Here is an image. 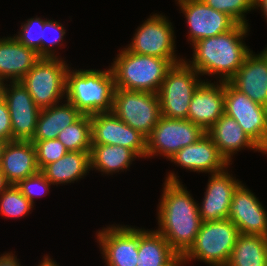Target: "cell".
<instances>
[{
	"label": "cell",
	"instance_id": "83f0119b",
	"mask_svg": "<svg viewBox=\"0 0 267 266\" xmlns=\"http://www.w3.org/2000/svg\"><path fill=\"white\" fill-rule=\"evenodd\" d=\"M226 266H267V237L239 234Z\"/></svg>",
	"mask_w": 267,
	"mask_h": 266
},
{
	"label": "cell",
	"instance_id": "d6986e66",
	"mask_svg": "<svg viewBox=\"0 0 267 266\" xmlns=\"http://www.w3.org/2000/svg\"><path fill=\"white\" fill-rule=\"evenodd\" d=\"M169 160L181 168L209 174L221 172L230 165L207 133L197 142L180 149Z\"/></svg>",
	"mask_w": 267,
	"mask_h": 266
},
{
	"label": "cell",
	"instance_id": "5bb4252c",
	"mask_svg": "<svg viewBox=\"0 0 267 266\" xmlns=\"http://www.w3.org/2000/svg\"><path fill=\"white\" fill-rule=\"evenodd\" d=\"M4 100L11 119L12 141H31L41 109L20 81L6 83Z\"/></svg>",
	"mask_w": 267,
	"mask_h": 266
},
{
	"label": "cell",
	"instance_id": "74e56055",
	"mask_svg": "<svg viewBox=\"0 0 267 266\" xmlns=\"http://www.w3.org/2000/svg\"><path fill=\"white\" fill-rule=\"evenodd\" d=\"M254 7L255 9L260 7L261 12L264 13V17L266 18L267 21V0H254Z\"/></svg>",
	"mask_w": 267,
	"mask_h": 266
},
{
	"label": "cell",
	"instance_id": "9c48e42d",
	"mask_svg": "<svg viewBox=\"0 0 267 266\" xmlns=\"http://www.w3.org/2000/svg\"><path fill=\"white\" fill-rule=\"evenodd\" d=\"M206 132L188 119L161 116L146 138V157L158 154L168 160L180 149L197 142Z\"/></svg>",
	"mask_w": 267,
	"mask_h": 266
},
{
	"label": "cell",
	"instance_id": "6da1fadb",
	"mask_svg": "<svg viewBox=\"0 0 267 266\" xmlns=\"http://www.w3.org/2000/svg\"><path fill=\"white\" fill-rule=\"evenodd\" d=\"M174 172L168 173L158 205V229L182 257L193 245L201 226L198 203Z\"/></svg>",
	"mask_w": 267,
	"mask_h": 266
},
{
	"label": "cell",
	"instance_id": "f35d334b",
	"mask_svg": "<svg viewBox=\"0 0 267 266\" xmlns=\"http://www.w3.org/2000/svg\"><path fill=\"white\" fill-rule=\"evenodd\" d=\"M11 184L7 181L5 174L0 169V194Z\"/></svg>",
	"mask_w": 267,
	"mask_h": 266
},
{
	"label": "cell",
	"instance_id": "8992f818",
	"mask_svg": "<svg viewBox=\"0 0 267 266\" xmlns=\"http://www.w3.org/2000/svg\"><path fill=\"white\" fill-rule=\"evenodd\" d=\"M68 69L62 58L41 57L20 82L40 109L48 108L66 98Z\"/></svg>",
	"mask_w": 267,
	"mask_h": 266
},
{
	"label": "cell",
	"instance_id": "7bdbcfd3",
	"mask_svg": "<svg viewBox=\"0 0 267 266\" xmlns=\"http://www.w3.org/2000/svg\"><path fill=\"white\" fill-rule=\"evenodd\" d=\"M185 263L182 261L181 257L172 266H183Z\"/></svg>",
	"mask_w": 267,
	"mask_h": 266
},
{
	"label": "cell",
	"instance_id": "f1b7e54d",
	"mask_svg": "<svg viewBox=\"0 0 267 266\" xmlns=\"http://www.w3.org/2000/svg\"><path fill=\"white\" fill-rule=\"evenodd\" d=\"M57 139L68 151H91L90 115H82L72 125L61 130Z\"/></svg>",
	"mask_w": 267,
	"mask_h": 266
},
{
	"label": "cell",
	"instance_id": "8d00e7d4",
	"mask_svg": "<svg viewBox=\"0 0 267 266\" xmlns=\"http://www.w3.org/2000/svg\"><path fill=\"white\" fill-rule=\"evenodd\" d=\"M0 266H21L18 259L12 252L0 255Z\"/></svg>",
	"mask_w": 267,
	"mask_h": 266
},
{
	"label": "cell",
	"instance_id": "277c9868",
	"mask_svg": "<svg viewBox=\"0 0 267 266\" xmlns=\"http://www.w3.org/2000/svg\"><path fill=\"white\" fill-rule=\"evenodd\" d=\"M111 68L115 88L158 94L173 63L166 58L135 54L127 48L115 57Z\"/></svg>",
	"mask_w": 267,
	"mask_h": 266
},
{
	"label": "cell",
	"instance_id": "ab89813d",
	"mask_svg": "<svg viewBox=\"0 0 267 266\" xmlns=\"http://www.w3.org/2000/svg\"><path fill=\"white\" fill-rule=\"evenodd\" d=\"M37 266H59L56 262L49 258L48 255L44 256V259Z\"/></svg>",
	"mask_w": 267,
	"mask_h": 266
},
{
	"label": "cell",
	"instance_id": "ee69618b",
	"mask_svg": "<svg viewBox=\"0 0 267 266\" xmlns=\"http://www.w3.org/2000/svg\"><path fill=\"white\" fill-rule=\"evenodd\" d=\"M264 51V53L266 54V56H267V47L265 48V49H263Z\"/></svg>",
	"mask_w": 267,
	"mask_h": 266
},
{
	"label": "cell",
	"instance_id": "9a60e30c",
	"mask_svg": "<svg viewBox=\"0 0 267 266\" xmlns=\"http://www.w3.org/2000/svg\"><path fill=\"white\" fill-rule=\"evenodd\" d=\"M101 254L107 266H136L139 229L112 225L97 232Z\"/></svg>",
	"mask_w": 267,
	"mask_h": 266
},
{
	"label": "cell",
	"instance_id": "3957f363",
	"mask_svg": "<svg viewBox=\"0 0 267 266\" xmlns=\"http://www.w3.org/2000/svg\"><path fill=\"white\" fill-rule=\"evenodd\" d=\"M115 82L107 70H71L66 74V99L83 115L111 112Z\"/></svg>",
	"mask_w": 267,
	"mask_h": 266
},
{
	"label": "cell",
	"instance_id": "4fadbf2b",
	"mask_svg": "<svg viewBox=\"0 0 267 266\" xmlns=\"http://www.w3.org/2000/svg\"><path fill=\"white\" fill-rule=\"evenodd\" d=\"M184 13L188 30V38L192 44L195 42L217 36L232 30L238 23L229 15L214 10L202 0H176Z\"/></svg>",
	"mask_w": 267,
	"mask_h": 266
},
{
	"label": "cell",
	"instance_id": "e575fe53",
	"mask_svg": "<svg viewBox=\"0 0 267 266\" xmlns=\"http://www.w3.org/2000/svg\"><path fill=\"white\" fill-rule=\"evenodd\" d=\"M51 182L45 175L39 171L36 174L29 176L19 181L16 186L21 193L34 204V198L45 195L50 190Z\"/></svg>",
	"mask_w": 267,
	"mask_h": 266
},
{
	"label": "cell",
	"instance_id": "603a6c76",
	"mask_svg": "<svg viewBox=\"0 0 267 266\" xmlns=\"http://www.w3.org/2000/svg\"><path fill=\"white\" fill-rule=\"evenodd\" d=\"M229 164L232 156L243 148L264 153L243 131L237 121L225 113L206 132Z\"/></svg>",
	"mask_w": 267,
	"mask_h": 266
},
{
	"label": "cell",
	"instance_id": "60d3db41",
	"mask_svg": "<svg viewBox=\"0 0 267 266\" xmlns=\"http://www.w3.org/2000/svg\"><path fill=\"white\" fill-rule=\"evenodd\" d=\"M4 82L5 81L0 77V100L4 98V91H5V86H6Z\"/></svg>",
	"mask_w": 267,
	"mask_h": 266
},
{
	"label": "cell",
	"instance_id": "b9f144b4",
	"mask_svg": "<svg viewBox=\"0 0 267 266\" xmlns=\"http://www.w3.org/2000/svg\"><path fill=\"white\" fill-rule=\"evenodd\" d=\"M7 141H4V140H1L0 139V161H1V158H2V153H3V149L6 145Z\"/></svg>",
	"mask_w": 267,
	"mask_h": 266
},
{
	"label": "cell",
	"instance_id": "8fae6325",
	"mask_svg": "<svg viewBox=\"0 0 267 266\" xmlns=\"http://www.w3.org/2000/svg\"><path fill=\"white\" fill-rule=\"evenodd\" d=\"M174 28L162 14H153L138 27L127 49L135 54L169 59L177 64L184 59L175 55Z\"/></svg>",
	"mask_w": 267,
	"mask_h": 266
},
{
	"label": "cell",
	"instance_id": "ffe728a7",
	"mask_svg": "<svg viewBox=\"0 0 267 266\" xmlns=\"http://www.w3.org/2000/svg\"><path fill=\"white\" fill-rule=\"evenodd\" d=\"M251 100L267 107V56L251 51L237 73L228 81Z\"/></svg>",
	"mask_w": 267,
	"mask_h": 266
},
{
	"label": "cell",
	"instance_id": "44dd1931",
	"mask_svg": "<svg viewBox=\"0 0 267 266\" xmlns=\"http://www.w3.org/2000/svg\"><path fill=\"white\" fill-rule=\"evenodd\" d=\"M0 169L11 185L40 171L37 164L36 149L31 141H9L6 143Z\"/></svg>",
	"mask_w": 267,
	"mask_h": 266
},
{
	"label": "cell",
	"instance_id": "1f68e13d",
	"mask_svg": "<svg viewBox=\"0 0 267 266\" xmlns=\"http://www.w3.org/2000/svg\"><path fill=\"white\" fill-rule=\"evenodd\" d=\"M64 28L65 27H63V25L57 21L47 19L44 21L41 37V57H58L52 47L55 45L62 46V43L60 44V42L63 41L66 33V30ZM49 34H52V36H50Z\"/></svg>",
	"mask_w": 267,
	"mask_h": 266
},
{
	"label": "cell",
	"instance_id": "ac0fdd59",
	"mask_svg": "<svg viewBox=\"0 0 267 266\" xmlns=\"http://www.w3.org/2000/svg\"><path fill=\"white\" fill-rule=\"evenodd\" d=\"M203 82L192 95L187 119L207 132L224 114V82Z\"/></svg>",
	"mask_w": 267,
	"mask_h": 266
},
{
	"label": "cell",
	"instance_id": "d6a6232c",
	"mask_svg": "<svg viewBox=\"0 0 267 266\" xmlns=\"http://www.w3.org/2000/svg\"><path fill=\"white\" fill-rule=\"evenodd\" d=\"M44 19L30 18L26 23H22L21 31L14 37L23 45L32 48L41 57V37L44 27Z\"/></svg>",
	"mask_w": 267,
	"mask_h": 266
},
{
	"label": "cell",
	"instance_id": "7a4b0ae2",
	"mask_svg": "<svg viewBox=\"0 0 267 266\" xmlns=\"http://www.w3.org/2000/svg\"><path fill=\"white\" fill-rule=\"evenodd\" d=\"M249 28L237 24L232 30L201 39L193 46L192 61L184 60L201 75H218L220 82H228L242 66L251 49L243 43Z\"/></svg>",
	"mask_w": 267,
	"mask_h": 266
},
{
	"label": "cell",
	"instance_id": "d590c367",
	"mask_svg": "<svg viewBox=\"0 0 267 266\" xmlns=\"http://www.w3.org/2000/svg\"><path fill=\"white\" fill-rule=\"evenodd\" d=\"M0 139L12 141V126L8 107L4 98L0 100Z\"/></svg>",
	"mask_w": 267,
	"mask_h": 266
},
{
	"label": "cell",
	"instance_id": "484cf974",
	"mask_svg": "<svg viewBox=\"0 0 267 266\" xmlns=\"http://www.w3.org/2000/svg\"><path fill=\"white\" fill-rule=\"evenodd\" d=\"M90 151H68L57 161L46 165L41 172L52 185L78 181L90 171Z\"/></svg>",
	"mask_w": 267,
	"mask_h": 266
},
{
	"label": "cell",
	"instance_id": "cb8c5ba5",
	"mask_svg": "<svg viewBox=\"0 0 267 266\" xmlns=\"http://www.w3.org/2000/svg\"><path fill=\"white\" fill-rule=\"evenodd\" d=\"M83 114L70 102L41 109L31 142L57 139L61 130L76 122Z\"/></svg>",
	"mask_w": 267,
	"mask_h": 266
},
{
	"label": "cell",
	"instance_id": "ba28073f",
	"mask_svg": "<svg viewBox=\"0 0 267 266\" xmlns=\"http://www.w3.org/2000/svg\"><path fill=\"white\" fill-rule=\"evenodd\" d=\"M111 112L146 138L161 115L158 94L115 88Z\"/></svg>",
	"mask_w": 267,
	"mask_h": 266
},
{
	"label": "cell",
	"instance_id": "7402d4cb",
	"mask_svg": "<svg viewBox=\"0 0 267 266\" xmlns=\"http://www.w3.org/2000/svg\"><path fill=\"white\" fill-rule=\"evenodd\" d=\"M40 58L35 50L26 47L14 36L0 38V77L3 80L21 81Z\"/></svg>",
	"mask_w": 267,
	"mask_h": 266
},
{
	"label": "cell",
	"instance_id": "52a82bcc",
	"mask_svg": "<svg viewBox=\"0 0 267 266\" xmlns=\"http://www.w3.org/2000/svg\"><path fill=\"white\" fill-rule=\"evenodd\" d=\"M199 75L184 60L173 64L158 92L163 117L187 119L192 95L203 82Z\"/></svg>",
	"mask_w": 267,
	"mask_h": 266
},
{
	"label": "cell",
	"instance_id": "d4e9b609",
	"mask_svg": "<svg viewBox=\"0 0 267 266\" xmlns=\"http://www.w3.org/2000/svg\"><path fill=\"white\" fill-rule=\"evenodd\" d=\"M180 256L157 230L139 229L136 266H172Z\"/></svg>",
	"mask_w": 267,
	"mask_h": 266
},
{
	"label": "cell",
	"instance_id": "30bf717a",
	"mask_svg": "<svg viewBox=\"0 0 267 266\" xmlns=\"http://www.w3.org/2000/svg\"><path fill=\"white\" fill-rule=\"evenodd\" d=\"M224 97V113L235 119L265 154L267 151V107L254 102L229 82H224Z\"/></svg>",
	"mask_w": 267,
	"mask_h": 266
},
{
	"label": "cell",
	"instance_id": "2e32d148",
	"mask_svg": "<svg viewBox=\"0 0 267 266\" xmlns=\"http://www.w3.org/2000/svg\"><path fill=\"white\" fill-rule=\"evenodd\" d=\"M228 219L236 225L240 234L267 237V212L242 182L234 190Z\"/></svg>",
	"mask_w": 267,
	"mask_h": 266
},
{
	"label": "cell",
	"instance_id": "f546056e",
	"mask_svg": "<svg viewBox=\"0 0 267 266\" xmlns=\"http://www.w3.org/2000/svg\"><path fill=\"white\" fill-rule=\"evenodd\" d=\"M33 207L16 185H10L0 194V214L7 218L24 217Z\"/></svg>",
	"mask_w": 267,
	"mask_h": 266
},
{
	"label": "cell",
	"instance_id": "e0dca14e",
	"mask_svg": "<svg viewBox=\"0 0 267 266\" xmlns=\"http://www.w3.org/2000/svg\"><path fill=\"white\" fill-rule=\"evenodd\" d=\"M208 179L206 192L201 202L198 205L201 221H220L228 219V211L234 190L241 183L236 180L227 168L221 172L211 174Z\"/></svg>",
	"mask_w": 267,
	"mask_h": 266
},
{
	"label": "cell",
	"instance_id": "836d02e7",
	"mask_svg": "<svg viewBox=\"0 0 267 266\" xmlns=\"http://www.w3.org/2000/svg\"><path fill=\"white\" fill-rule=\"evenodd\" d=\"M34 146L40 171L46 165L57 161L68 152L66 147L58 139L36 141Z\"/></svg>",
	"mask_w": 267,
	"mask_h": 266
},
{
	"label": "cell",
	"instance_id": "4316f807",
	"mask_svg": "<svg viewBox=\"0 0 267 266\" xmlns=\"http://www.w3.org/2000/svg\"><path fill=\"white\" fill-rule=\"evenodd\" d=\"M139 156L130 148L117 145L92 144L90 151V168L113 174L129 168Z\"/></svg>",
	"mask_w": 267,
	"mask_h": 266
},
{
	"label": "cell",
	"instance_id": "5b68a950",
	"mask_svg": "<svg viewBox=\"0 0 267 266\" xmlns=\"http://www.w3.org/2000/svg\"><path fill=\"white\" fill-rule=\"evenodd\" d=\"M239 234L230 219L204 221L193 245L181 259L184 263L197 259L210 266H226Z\"/></svg>",
	"mask_w": 267,
	"mask_h": 266
},
{
	"label": "cell",
	"instance_id": "7c38bea8",
	"mask_svg": "<svg viewBox=\"0 0 267 266\" xmlns=\"http://www.w3.org/2000/svg\"><path fill=\"white\" fill-rule=\"evenodd\" d=\"M91 144L117 145L133 150L139 158L146 157V137L112 112L90 115Z\"/></svg>",
	"mask_w": 267,
	"mask_h": 266
},
{
	"label": "cell",
	"instance_id": "4dcf8cb0",
	"mask_svg": "<svg viewBox=\"0 0 267 266\" xmlns=\"http://www.w3.org/2000/svg\"><path fill=\"white\" fill-rule=\"evenodd\" d=\"M214 10L222 12L233 18L238 24L248 25L245 19L248 11L254 10V0H202Z\"/></svg>",
	"mask_w": 267,
	"mask_h": 266
}]
</instances>
